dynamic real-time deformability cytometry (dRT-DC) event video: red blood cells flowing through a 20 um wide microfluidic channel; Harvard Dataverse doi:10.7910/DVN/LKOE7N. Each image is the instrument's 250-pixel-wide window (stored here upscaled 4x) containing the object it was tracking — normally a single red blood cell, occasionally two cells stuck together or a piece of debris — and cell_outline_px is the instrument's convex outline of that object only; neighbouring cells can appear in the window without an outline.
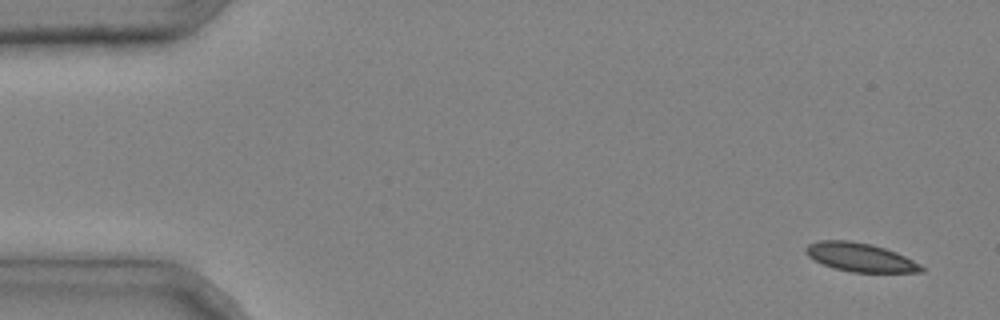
{"species": "common noctule bat (a hibernating species)", "species_latin": "Nyctalus noctula", "temperature_condition": "cold", "stored_images_in_passage": 4, "camera_frame_rate_fps": 3000, "um_per_image_px": 0.085, "animal": {"sex": "male", "body_mass_g": 20.4}, "frame": {"image": 1, "passage_image": 1, "time_ms": 0.0, "image_size_px": [1000, 320], "cell_outline_px": [[924, 272], [852, 272], [836, 268], [824, 264], [808, 256], [804, 252], [804, 248], [808, 244], [820, 240], [848, 240], [872, 244], [896, 252], [920, 264], [924, 268]], "centroid_in_image_um": [73.11, 21.86], "position_along_channel_um": 11.9, "area_um2": 19.13}}
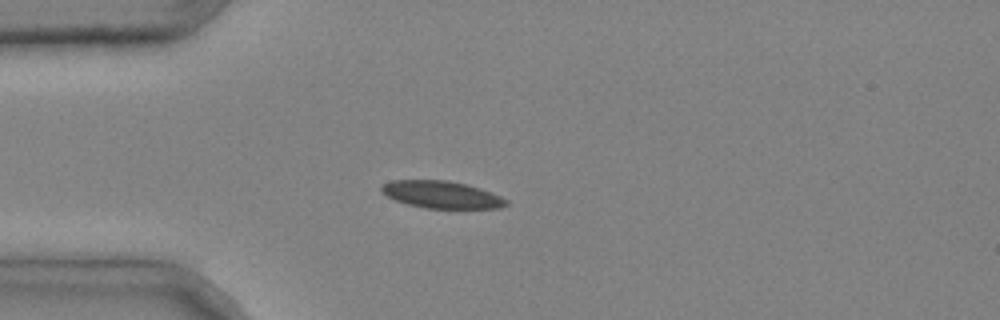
{"frame": {"image": 2, "passage_image": 4, "time_ms": 1.0, "image_size_px": [1000, 320], "cell_outline_px": [[508, 204], [500, 208], [424, 208], [408, 204], [396, 200], [380, 192], [380, 188], [384, 184], [392, 180], [448, 180], [480, 188], [500, 196], [508, 200]], "centroid_in_image_um": [37.53, 16.54], "position_along_channel_um": 47.5, "area_um2": 19.65}}